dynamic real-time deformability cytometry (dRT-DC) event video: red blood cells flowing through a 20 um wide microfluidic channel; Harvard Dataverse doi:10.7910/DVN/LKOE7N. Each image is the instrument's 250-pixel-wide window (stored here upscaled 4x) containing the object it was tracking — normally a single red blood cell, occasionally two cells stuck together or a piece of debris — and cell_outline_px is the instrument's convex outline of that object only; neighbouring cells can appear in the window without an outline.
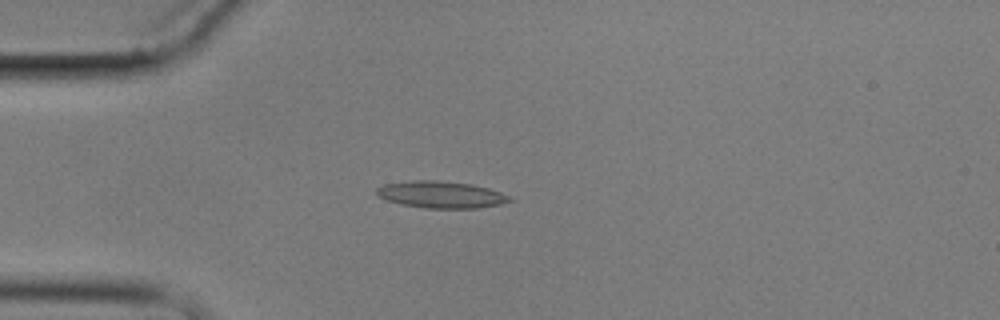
{"species": "common noctule bat (a hibernating species)", "species_latin": "Nyctalus noctula", "temperature_condition": "cold", "stored_images_in_passage": 4, "camera_frame_rate_fps": 3000, "um_per_image_px": 0.085, "animal": {"sex": "male", "body_mass_g": 17.9}, "frame": {"image": 1, "passage_image": 4, "time_ms": 4.333, "image_size_px": [1000, 320], "cell_outline_px": [[516, 200], [500, 204], [480, 208], [424, 208], [400, 204], [376, 196], [376, 188], [384, 184], [412, 180], [440, 180], [468, 184], [488, 188], [512, 196]], "centroid_in_image_um": [37.5, 16.54], "position_along_channel_um": 47.5, "area_um2": 20.98}}